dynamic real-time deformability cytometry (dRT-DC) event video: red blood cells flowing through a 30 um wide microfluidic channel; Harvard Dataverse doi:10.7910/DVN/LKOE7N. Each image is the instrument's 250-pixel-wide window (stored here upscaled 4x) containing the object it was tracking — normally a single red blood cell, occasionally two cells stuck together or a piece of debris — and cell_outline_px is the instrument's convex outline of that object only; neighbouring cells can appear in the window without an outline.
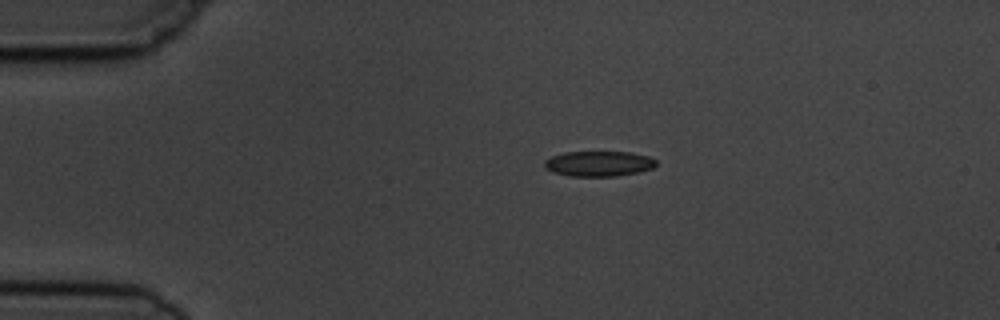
{"species": "common noctule bat (a hibernating species)", "species_latin": "Nyctalus noctula", "temperature_condition": "cold", "stored_images_in_passage": 4, "camera_frame_rate_fps": 3000, "um_per_image_px": 0.085, "animal": {"sex": "male", "body_mass_g": 19.5, "forearm_length_mm": 54.6}, "frame": {"image": 1, "passage_image": 1, "time_ms": 0.0, "image_size_px": [1000, 320], "cell_outline_px": [[656, 164], [652, 168], [640, 172], [616, 176], [568, 176], [552, 172], [544, 168], [544, 160], [552, 156], [564, 152], [632, 152], [648, 156], [656, 160]], "centroid_in_image_um": [50.87, 13.91], "position_along_channel_um": 34.1, "area_um2": 16.59}}
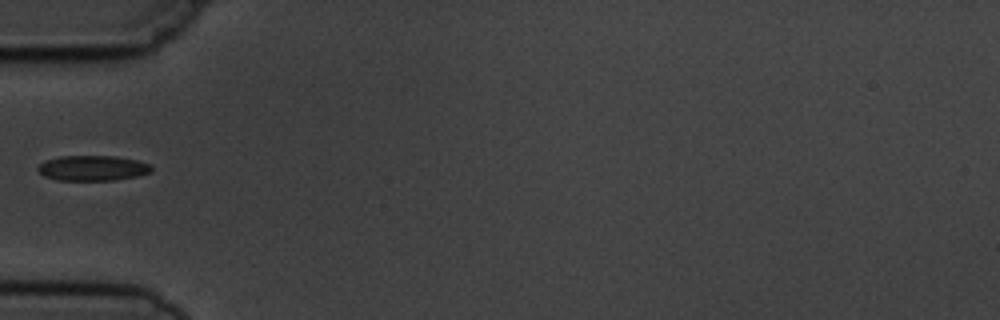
{"frame": {"image": 2, "passage_image": 3, "time_ms": 2.333, "image_size_px": [1000, 320], "cell_outline_px": [[152, 172], [136, 176], [116, 180], [60, 180], [44, 176], [36, 168], [44, 160], [60, 156], [112, 156], [136, 160], [148, 164], [152, 168]], "centroid_in_image_um": [7.85, 14.29], "position_along_channel_um": 77.2, "area_um2": 16.59}}
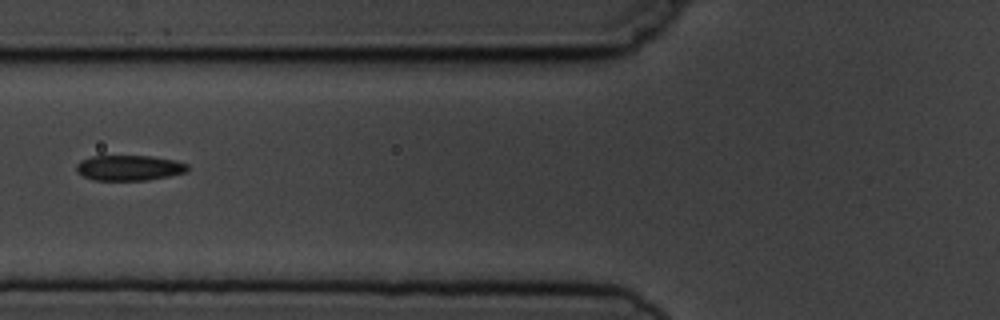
{"frame": {"image": 3, "passage_image": 4, "time_ms": 3.333, "image_size_px": [1000, 320], "cell_outline_px": [[188, 172], [148, 180], [92, 180], [76, 172], [76, 164], [80, 160], [92, 156], [152, 156], [172, 160], [188, 164]], "centroid_in_image_um": [10.95, 14.27], "position_along_channel_um": 114.8, "area_um2": 16.47}}